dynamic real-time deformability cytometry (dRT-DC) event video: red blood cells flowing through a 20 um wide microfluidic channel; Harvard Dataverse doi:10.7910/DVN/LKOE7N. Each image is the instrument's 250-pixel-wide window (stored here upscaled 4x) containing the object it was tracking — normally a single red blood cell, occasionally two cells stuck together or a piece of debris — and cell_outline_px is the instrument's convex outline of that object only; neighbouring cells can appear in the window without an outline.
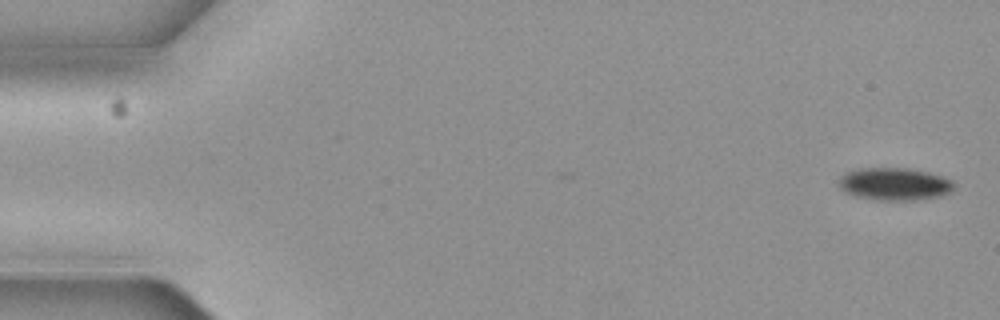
{"species": "common noctule bat (a hibernating species)", "species_latin": "Nyctalus noctula", "temperature_condition": "cold", "stored_images_in_passage": 10, "camera_frame_rate_fps": 3000, "um_per_image_px": 0.085, "animal": {"sex": "female", "body_mass_g": 19.3, "forearm_length_mm": 54.1}, "frame": {"image": 1, "passage_image": 1, "time_ms": 0.0, "image_size_px": [1000, 320], "cell_outline_px": [[952, 188], [948, 192], [940, 196], [916, 200], [872, 200], [856, 196], [844, 192], [840, 188], [840, 176], [848, 172], [860, 168], [908, 168], [928, 172], [952, 180]], "centroid_in_image_um": [75.99, 15.65], "position_along_channel_um": 9.0, "area_um2": 21.68}}
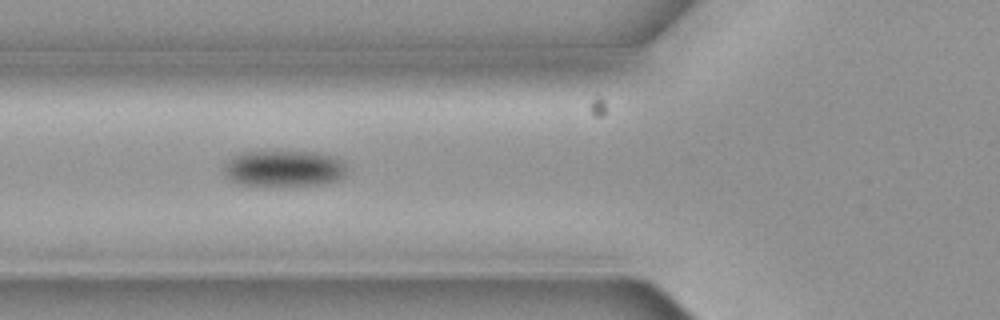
{"frame": {"image": 2, "passage_image": 6, "time_ms": 1.667, "image_size_px": [1000, 320], "cell_outline_px": [[344, 176], [340, 180], [324, 184], [240, 184], [232, 180], [224, 172], [224, 164], [232, 156], [244, 152], [304, 152], [328, 156], [340, 160], [344, 164]], "centroid_in_image_um": [24.1, 14.31], "position_along_channel_um": 101.7, "area_um2": 24.97}}
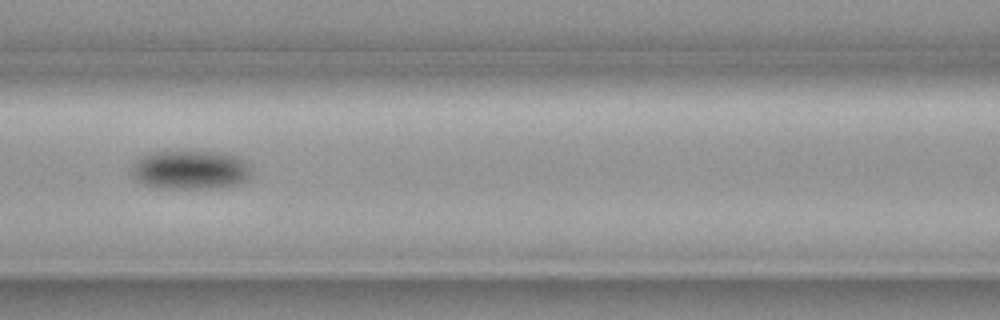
{"frame": {"image": 3, "passage_image": 7, "time_ms": 2.0, "image_size_px": [1000, 320], "cell_outline_px": [[252, 176], [244, 184], [224, 188], [160, 188], [144, 184], [136, 180], [132, 176], [132, 172], [136, 160], [148, 152], [216, 152], [236, 156], [248, 160], [252, 164]], "centroid_in_image_um": [16.3, 14.46], "position_along_channel_um": 150.3, "area_um2": 27.74}}